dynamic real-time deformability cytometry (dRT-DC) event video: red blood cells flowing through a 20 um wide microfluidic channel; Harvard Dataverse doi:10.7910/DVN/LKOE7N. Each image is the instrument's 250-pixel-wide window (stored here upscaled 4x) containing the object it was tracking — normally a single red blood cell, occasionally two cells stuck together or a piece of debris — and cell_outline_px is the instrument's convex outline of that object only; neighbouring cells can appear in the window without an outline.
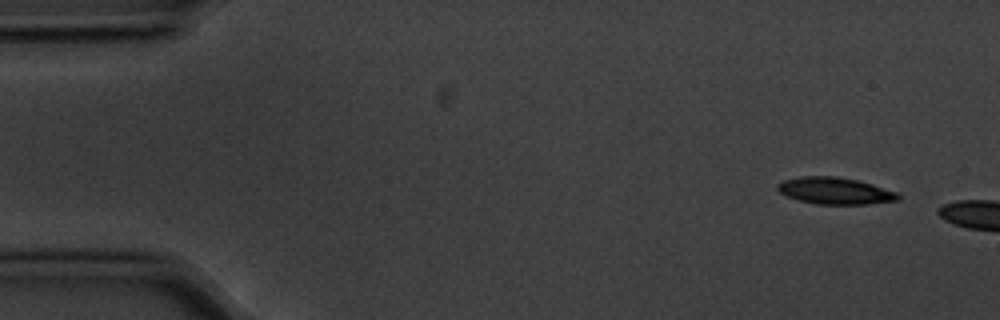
{"species": "common noctule bat (a hibernating species)", "species_latin": "Nyctalus noctula", "temperature_condition": "cold", "stored_images_in_passage": 5, "camera_frame_rate_fps": 3000, "um_per_image_px": 0.085, "animal": {"sex": "male", "body_mass_g": 20.1, "forearm_length_mm": 53.5}, "frame": {"image": 1, "passage_image": 1, "time_ms": 0.0, "image_size_px": [1000, 320], "cell_outline_px": [[900, 200], [868, 204], [816, 204], [800, 200], [788, 196], [780, 192], [776, 188], [776, 184], [784, 180], [800, 176], [836, 176], [856, 180], [872, 184], [896, 192], [900, 196]], "centroid_in_image_um": [70.97, 16.21], "position_along_channel_um": 14.0, "area_um2": 18.73}}